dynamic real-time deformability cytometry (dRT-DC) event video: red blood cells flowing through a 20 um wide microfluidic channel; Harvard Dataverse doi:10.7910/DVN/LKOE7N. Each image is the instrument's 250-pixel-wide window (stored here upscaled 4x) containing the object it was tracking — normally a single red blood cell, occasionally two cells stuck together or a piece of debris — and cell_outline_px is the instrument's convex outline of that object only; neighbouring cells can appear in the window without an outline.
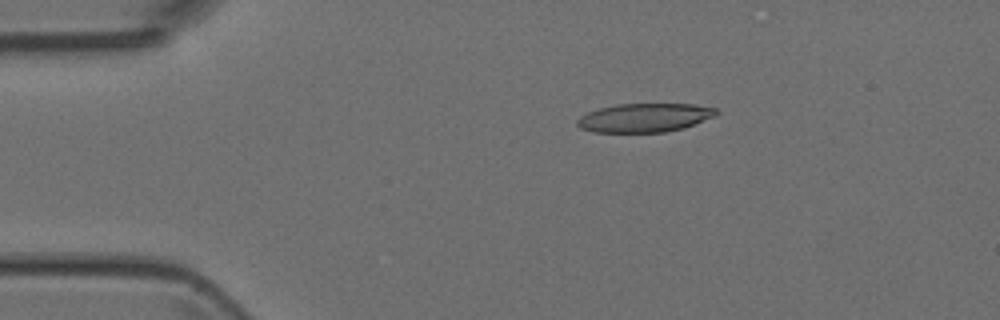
{"species": "Egyptian fruit bat (a non-hibernating species)", "species_latin": "Rousettus aegyptiacus", "temperature_condition": "room temperature", "stored_images_in_passage": 4, "camera_frame_rate_fps": 3000, "um_per_image_px": 0.085, "animal": {"sex": "female"}, "frame": {"image": 1, "passage_image": 1, "time_ms": 0.0, "image_size_px": [1000, 320], "cell_outline_px": [[720, 112], [716, 116], [684, 128], [664, 132], [592, 132], [580, 128], [576, 124], [576, 120], [580, 116], [588, 112], [600, 108], [616, 104], [696, 104], [716, 108]], "centroid_in_image_um": [54.81, 10.0], "position_along_channel_um": 30.2, "area_um2": 23.47}}
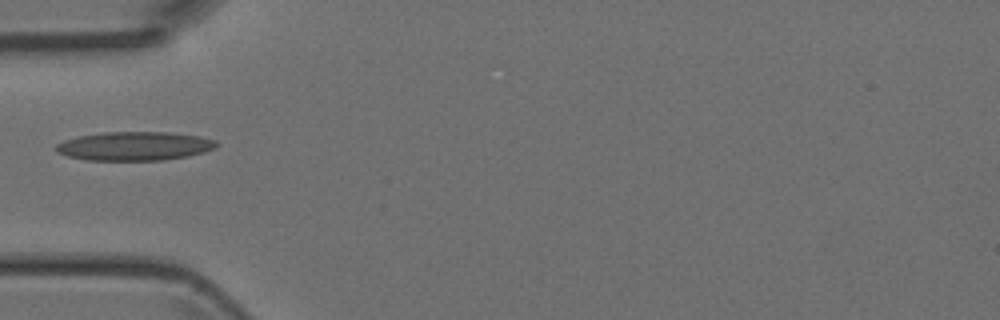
{"frame": {"image": 2, "passage_image": 3, "time_ms": 2.333, "image_size_px": [1000, 320], "cell_outline_px": [[220, 144], [216, 148], [204, 152], [188, 156], [160, 160], [88, 160], [68, 156], [56, 152], [56, 144], [64, 140], [76, 136], [104, 132], [168, 132], [200, 136], [216, 140]], "centroid_in_image_um": [11.45, 12.41], "position_along_channel_um": 73.5, "area_um2": 27.05}}
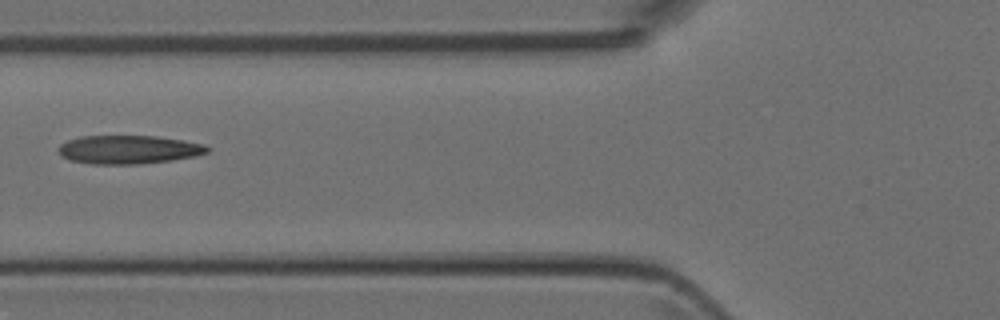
{"frame": {"image": 3, "passage_image": 4, "time_ms": 3.333, "image_size_px": [1000, 320], "cell_outline_px": [[212, 148], [208, 152], [196, 156], [172, 160], [136, 164], [92, 164], [72, 160], [60, 156], [56, 148], [60, 144], [68, 140], [80, 136], [156, 136], [184, 140], [204, 144]], "centroid_in_image_um": [10.93, 12.71], "position_along_channel_um": 114.9, "area_um2": 24.91}}